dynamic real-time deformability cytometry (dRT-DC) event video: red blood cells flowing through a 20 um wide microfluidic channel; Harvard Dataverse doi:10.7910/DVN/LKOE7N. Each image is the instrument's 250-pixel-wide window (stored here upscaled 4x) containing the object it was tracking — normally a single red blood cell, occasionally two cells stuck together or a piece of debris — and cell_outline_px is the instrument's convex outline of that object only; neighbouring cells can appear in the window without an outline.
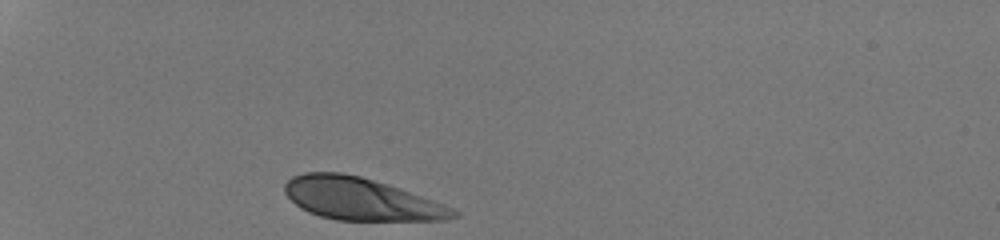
{"species": "human", "species_latin": "Homo sapiens", "temperature_condition": "room temperature", "stored_images_in_passage": 29, "camera_frame_rate_fps": 3000, "um_per_image_px": 0.085, "donor": {"sex": "male"}, "frame": {"image": 1, "passage_image": 1, "time_ms": 0.0, "image_size_px": [1000, 240], "cell_outline_px": [[460, 216], [448, 220], [336, 220], [320, 216], [308, 212], [300, 208], [284, 192], [284, 184], [292, 176], [304, 172], [340, 172], [360, 176], [388, 184], [400, 188], [444, 204], [460, 212]], "centroid_in_image_um": [30.69, 16.91], "position_along_channel_um": 54.3, "area_um2": 41.67}}
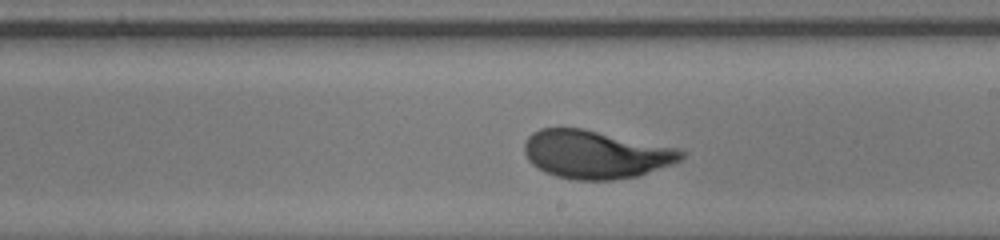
{"frame": {"image": 2, "passage_image": 17, "time_ms": 5.333, "image_size_px": [1000, 240], "cell_outline_px": [[688, 152], [680, 160], [672, 164], [640, 176], [612, 180], [576, 180], [556, 176], [544, 172], [532, 164], [528, 160], [524, 152], [524, 140], [532, 132], [540, 128], [584, 128], [680, 148]], "centroid_in_image_um": [50.65, 13.12], "position_along_channel_um": 238.4, "area_um2": 44.62}}
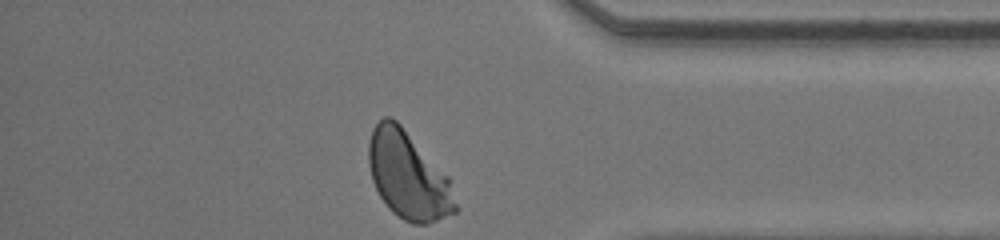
{"frame": {"image": 3, "passage_image": 29, "time_ms": 9.333, "image_size_px": [1000, 240], "cell_outline_px": [[460, 208], [456, 212], [428, 224], [412, 224], [404, 220], [392, 212], [388, 208], [380, 196], [372, 180], [368, 164], [368, 144], [372, 128], [384, 116], [392, 116], [400, 124], [448, 176]], "centroid_in_image_um": [34.7, 14.93], "position_along_channel_um": 400.5, "area_um2": 44.39}, "authors_computed_cell_mechanics": {"area_um2": 43.4078, "velocity_mm_per_s": 4.2644, "shape_relaxation_time_tau1_ms": 3.0428, "shape_relaxation_time_tau2_ms": null, "deformation_change_tau1": 0.1699, "deformation_change_tau2": null}}